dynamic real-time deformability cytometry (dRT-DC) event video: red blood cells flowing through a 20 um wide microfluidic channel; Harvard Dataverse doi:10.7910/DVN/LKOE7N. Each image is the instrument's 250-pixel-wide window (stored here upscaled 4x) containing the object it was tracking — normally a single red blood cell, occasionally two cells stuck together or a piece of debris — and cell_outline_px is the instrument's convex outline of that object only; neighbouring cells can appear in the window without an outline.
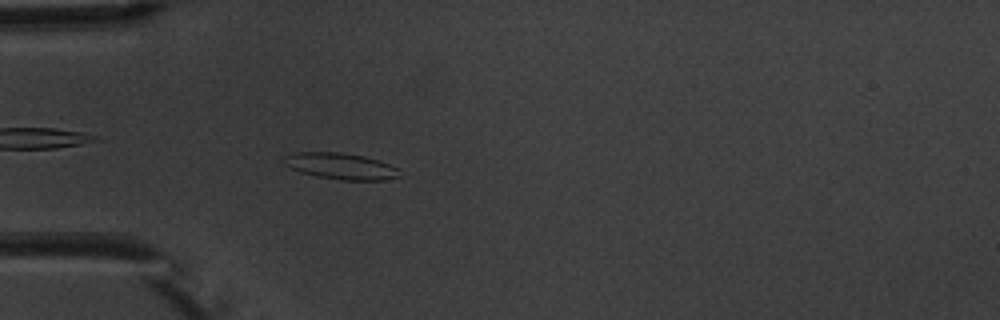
{"species": "common noctule bat (a hibernating species)", "species_latin": "Nyctalus noctula", "temperature_condition": "warm", "stored_images_in_passage": 5, "camera_frame_rate_fps": 3000, "um_per_image_px": 0.085, "animal": {"sex": "male", "body_mass_g": 20.1, "forearm_length_mm": 53.5}, "frame": {"image": 1, "passage_image": 5, "time_ms": 4.667, "image_size_px": [1000, 320], "cell_outline_px": [[400, 176], [384, 180], [340, 180], [316, 176], [300, 172], [284, 164], [280, 160], [280, 156], [292, 152], [340, 152], [364, 156], [380, 160], [400, 168]], "centroid_in_image_um": [28.93, 14.11], "position_along_channel_um": 56.1, "area_um2": 18.15}}